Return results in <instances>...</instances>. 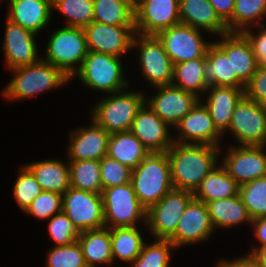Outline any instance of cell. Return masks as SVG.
<instances>
[{"instance_id": "ac0fdd59", "label": "cell", "mask_w": 266, "mask_h": 267, "mask_svg": "<svg viewBox=\"0 0 266 267\" xmlns=\"http://www.w3.org/2000/svg\"><path fill=\"white\" fill-rule=\"evenodd\" d=\"M135 12V33L157 35L180 24L179 0H139Z\"/></svg>"}, {"instance_id": "8992f818", "label": "cell", "mask_w": 266, "mask_h": 267, "mask_svg": "<svg viewBox=\"0 0 266 267\" xmlns=\"http://www.w3.org/2000/svg\"><path fill=\"white\" fill-rule=\"evenodd\" d=\"M49 36L45 56L41 59L62 70L71 79L89 52L84 29L63 25Z\"/></svg>"}, {"instance_id": "277c9868", "label": "cell", "mask_w": 266, "mask_h": 267, "mask_svg": "<svg viewBox=\"0 0 266 267\" xmlns=\"http://www.w3.org/2000/svg\"><path fill=\"white\" fill-rule=\"evenodd\" d=\"M129 90L104 95L91 108V119L110 134L130 131L138 111L145 104V93ZM139 91V92H138Z\"/></svg>"}, {"instance_id": "5b68a950", "label": "cell", "mask_w": 266, "mask_h": 267, "mask_svg": "<svg viewBox=\"0 0 266 267\" xmlns=\"http://www.w3.org/2000/svg\"><path fill=\"white\" fill-rule=\"evenodd\" d=\"M122 57L89 51L80 69L71 78H78L89 90L102 91L107 94L128 89L130 83L125 77ZM127 79V80H126Z\"/></svg>"}, {"instance_id": "db71d44e", "label": "cell", "mask_w": 266, "mask_h": 267, "mask_svg": "<svg viewBox=\"0 0 266 267\" xmlns=\"http://www.w3.org/2000/svg\"><path fill=\"white\" fill-rule=\"evenodd\" d=\"M2 1L5 2V0H0V4L3 3ZM6 1H8L7 4H9V1H10V0H6Z\"/></svg>"}, {"instance_id": "ee69618b", "label": "cell", "mask_w": 266, "mask_h": 267, "mask_svg": "<svg viewBox=\"0 0 266 267\" xmlns=\"http://www.w3.org/2000/svg\"><path fill=\"white\" fill-rule=\"evenodd\" d=\"M48 234L54 246L71 244L78 240L80 232L62 211L48 219Z\"/></svg>"}, {"instance_id": "bcb514c9", "label": "cell", "mask_w": 266, "mask_h": 267, "mask_svg": "<svg viewBox=\"0 0 266 267\" xmlns=\"http://www.w3.org/2000/svg\"><path fill=\"white\" fill-rule=\"evenodd\" d=\"M252 30L258 31L255 33ZM242 33L249 40L259 65H266V24L246 29Z\"/></svg>"}, {"instance_id": "4fadbf2b", "label": "cell", "mask_w": 266, "mask_h": 267, "mask_svg": "<svg viewBox=\"0 0 266 267\" xmlns=\"http://www.w3.org/2000/svg\"><path fill=\"white\" fill-rule=\"evenodd\" d=\"M229 146L220 164L239 186L266 176V146Z\"/></svg>"}, {"instance_id": "74e56055", "label": "cell", "mask_w": 266, "mask_h": 267, "mask_svg": "<svg viewBox=\"0 0 266 267\" xmlns=\"http://www.w3.org/2000/svg\"><path fill=\"white\" fill-rule=\"evenodd\" d=\"M64 15L65 26L84 28L93 21V0H60L52 11Z\"/></svg>"}, {"instance_id": "5bb4252c", "label": "cell", "mask_w": 266, "mask_h": 267, "mask_svg": "<svg viewBox=\"0 0 266 267\" xmlns=\"http://www.w3.org/2000/svg\"><path fill=\"white\" fill-rule=\"evenodd\" d=\"M173 130L178 131L173 134L174 143L222 146L224 136L215 127L209 110L201 100Z\"/></svg>"}, {"instance_id": "4316f807", "label": "cell", "mask_w": 266, "mask_h": 267, "mask_svg": "<svg viewBox=\"0 0 266 267\" xmlns=\"http://www.w3.org/2000/svg\"><path fill=\"white\" fill-rule=\"evenodd\" d=\"M206 85L245 88V84L232 75L231 55L226 53L213 41L208 47L204 65Z\"/></svg>"}, {"instance_id": "7c38bea8", "label": "cell", "mask_w": 266, "mask_h": 267, "mask_svg": "<svg viewBox=\"0 0 266 267\" xmlns=\"http://www.w3.org/2000/svg\"><path fill=\"white\" fill-rule=\"evenodd\" d=\"M202 32L180 23L159 32L156 36L175 65L191 59L206 58L208 47L213 41H205Z\"/></svg>"}, {"instance_id": "f35d334b", "label": "cell", "mask_w": 266, "mask_h": 267, "mask_svg": "<svg viewBox=\"0 0 266 267\" xmlns=\"http://www.w3.org/2000/svg\"><path fill=\"white\" fill-rule=\"evenodd\" d=\"M238 194L252 220L266 217V176L239 186Z\"/></svg>"}, {"instance_id": "9c48e42d", "label": "cell", "mask_w": 266, "mask_h": 267, "mask_svg": "<svg viewBox=\"0 0 266 267\" xmlns=\"http://www.w3.org/2000/svg\"><path fill=\"white\" fill-rule=\"evenodd\" d=\"M193 198V192L173 188L158 203L151 206L146 213V230L153 236L151 238L169 239L175 233L181 216Z\"/></svg>"}, {"instance_id": "603a6c76", "label": "cell", "mask_w": 266, "mask_h": 267, "mask_svg": "<svg viewBox=\"0 0 266 267\" xmlns=\"http://www.w3.org/2000/svg\"><path fill=\"white\" fill-rule=\"evenodd\" d=\"M201 99L210 112L217 130L226 137L236 105L244 97V89L236 87L209 86Z\"/></svg>"}, {"instance_id": "f6af8a7d", "label": "cell", "mask_w": 266, "mask_h": 267, "mask_svg": "<svg viewBox=\"0 0 266 267\" xmlns=\"http://www.w3.org/2000/svg\"><path fill=\"white\" fill-rule=\"evenodd\" d=\"M244 96L266 107V65H259L245 85Z\"/></svg>"}, {"instance_id": "f907efd6", "label": "cell", "mask_w": 266, "mask_h": 267, "mask_svg": "<svg viewBox=\"0 0 266 267\" xmlns=\"http://www.w3.org/2000/svg\"><path fill=\"white\" fill-rule=\"evenodd\" d=\"M251 255L254 257L257 266L266 267V247L257 248Z\"/></svg>"}, {"instance_id": "e0dca14e", "label": "cell", "mask_w": 266, "mask_h": 267, "mask_svg": "<svg viewBox=\"0 0 266 267\" xmlns=\"http://www.w3.org/2000/svg\"><path fill=\"white\" fill-rule=\"evenodd\" d=\"M215 233L206 203L193 198L178 223L175 233L168 239L177 249L204 243Z\"/></svg>"}, {"instance_id": "8d00e7d4", "label": "cell", "mask_w": 266, "mask_h": 267, "mask_svg": "<svg viewBox=\"0 0 266 267\" xmlns=\"http://www.w3.org/2000/svg\"><path fill=\"white\" fill-rule=\"evenodd\" d=\"M177 248L168 239H154L152 243L145 241L141 253L131 263L132 267H169L172 251Z\"/></svg>"}, {"instance_id": "7a4b0ae2", "label": "cell", "mask_w": 266, "mask_h": 267, "mask_svg": "<svg viewBox=\"0 0 266 267\" xmlns=\"http://www.w3.org/2000/svg\"><path fill=\"white\" fill-rule=\"evenodd\" d=\"M10 70L12 79L1 92V96L9 101H23L37 97L46 91L59 89L71 81L62 70L42 59Z\"/></svg>"}, {"instance_id": "52a82bcc", "label": "cell", "mask_w": 266, "mask_h": 267, "mask_svg": "<svg viewBox=\"0 0 266 267\" xmlns=\"http://www.w3.org/2000/svg\"><path fill=\"white\" fill-rule=\"evenodd\" d=\"M105 227L146 226L147 210L140 204L131 182L102 191Z\"/></svg>"}, {"instance_id": "3957f363", "label": "cell", "mask_w": 266, "mask_h": 267, "mask_svg": "<svg viewBox=\"0 0 266 267\" xmlns=\"http://www.w3.org/2000/svg\"><path fill=\"white\" fill-rule=\"evenodd\" d=\"M131 184L140 204L148 210L173 189L167 152L149 153L132 170Z\"/></svg>"}, {"instance_id": "e575fe53", "label": "cell", "mask_w": 266, "mask_h": 267, "mask_svg": "<svg viewBox=\"0 0 266 267\" xmlns=\"http://www.w3.org/2000/svg\"><path fill=\"white\" fill-rule=\"evenodd\" d=\"M68 161L71 187L91 193L102 194L100 160L86 159Z\"/></svg>"}, {"instance_id": "f1b7e54d", "label": "cell", "mask_w": 266, "mask_h": 267, "mask_svg": "<svg viewBox=\"0 0 266 267\" xmlns=\"http://www.w3.org/2000/svg\"><path fill=\"white\" fill-rule=\"evenodd\" d=\"M78 242L81 245L87 267L114 264L110 229L103 227L80 232Z\"/></svg>"}, {"instance_id": "ab89813d", "label": "cell", "mask_w": 266, "mask_h": 267, "mask_svg": "<svg viewBox=\"0 0 266 267\" xmlns=\"http://www.w3.org/2000/svg\"><path fill=\"white\" fill-rule=\"evenodd\" d=\"M14 184L13 196L23 212L31 202L43 191L32 172L23 164Z\"/></svg>"}, {"instance_id": "7bdbcfd3", "label": "cell", "mask_w": 266, "mask_h": 267, "mask_svg": "<svg viewBox=\"0 0 266 267\" xmlns=\"http://www.w3.org/2000/svg\"><path fill=\"white\" fill-rule=\"evenodd\" d=\"M132 169L116 159L105 156L100 160V176L103 189L131 182Z\"/></svg>"}, {"instance_id": "d4e9b609", "label": "cell", "mask_w": 266, "mask_h": 267, "mask_svg": "<svg viewBox=\"0 0 266 267\" xmlns=\"http://www.w3.org/2000/svg\"><path fill=\"white\" fill-rule=\"evenodd\" d=\"M7 19L36 35L48 27L53 17L48 0H10Z\"/></svg>"}, {"instance_id": "ffe728a7", "label": "cell", "mask_w": 266, "mask_h": 267, "mask_svg": "<svg viewBox=\"0 0 266 267\" xmlns=\"http://www.w3.org/2000/svg\"><path fill=\"white\" fill-rule=\"evenodd\" d=\"M172 127L164 122L146 103L136 114L130 132L150 153H164L173 145ZM170 130V131H169Z\"/></svg>"}, {"instance_id": "83f0119b", "label": "cell", "mask_w": 266, "mask_h": 267, "mask_svg": "<svg viewBox=\"0 0 266 267\" xmlns=\"http://www.w3.org/2000/svg\"><path fill=\"white\" fill-rule=\"evenodd\" d=\"M212 225L216 229L235 228L240 224H252L250 217L241 197L238 195L225 199L206 202Z\"/></svg>"}, {"instance_id": "ba28073f", "label": "cell", "mask_w": 266, "mask_h": 267, "mask_svg": "<svg viewBox=\"0 0 266 267\" xmlns=\"http://www.w3.org/2000/svg\"><path fill=\"white\" fill-rule=\"evenodd\" d=\"M132 49L139 52L137 64L140 66L142 77L150 83V87L172 84L174 65L156 35L135 33Z\"/></svg>"}, {"instance_id": "f546056e", "label": "cell", "mask_w": 266, "mask_h": 267, "mask_svg": "<svg viewBox=\"0 0 266 267\" xmlns=\"http://www.w3.org/2000/svg\"><path fill=\"white\" fill-rule=\"evenodd\" d=\"M239 193V185L219 163L201 181L193 193L194 198L206 202L234 197Z\"/></svg>"}, {"instance_id": "7402d4cb", "label": "cell", "mask_w": 266, "mask_h": 267, "mask_svg": "<svg viewBox=\"0 0 266 267\" xmlns=\"http://www.w3.org/2000/svg\"><path fill=\"white\" fill-rule=\"evenodd\" d=\"M220 37L214 42L226 55H231L232 75L246 85L259 66L249 40L242 32H228Z\"/></svg>"}, {"instance_id": "d6a6232c", "label": "cell", "mask_w": 266, "mask_h": 267, "mask_svg": "<svg viewBox=\"0 0 266 267\" xmlns=\"http://www.w3.org/2000/svg\"><path fill=\"white\" fill-rule=\"evenodd\" d=\"M205 60L206 58H197L175 64L172 85L202 99L208 88L204 79Z\"/></svg>"}, {"instance_id": "b9f144b4", "label": "cell", "mask_w": 266, "mask_h": 267, "mask_svg": "<svg viewBox=\"0 0 266 267\" xmlns=\"http://www.w3.org/2000/svg\"><path fill=\"white\" fill-rule=\"evenodd\" d=\"M62 212V194L52 191H42L24 211L25 214L47 221L52 216Z\"/></svg>"}, {"instance_id": "d6986e66", "label": "cell", "mask_w": 266, "mask_h": 267, "mask_svg": "<svg viewBox=\"0 0 266 267\" xmlns=\"http://www.w3.org/2000/svg\"><path fill=\"white\" fill-rule=\"evenodd\" d=\"M37 36L6 18L2 41L6 69L27 66L41 59L38 55V45L35 42Z\"/></svg>"}, {"instance_id": "1f68e13d", "label": "cell", "mask_w": 266, "mask_h": 267, "mask_svg": "<svg viewBox=\"0 0 266 267\" xmlns=\"http://www.w3.org/2000/svg\"><path fill=\"white\" fill-rule=\"evenodd\" d=\"M134 227H114L110 229L111 249L114 264L118 259L129 265L139 256L145 243L142 229Z\"/></svg>"}, {"instance_id": "d590c367", "label": "cell", "mask_w": 266, "mask_h": 267, "mask_svg": "<svg viewBox=\"0 0 266 267\" xmlns=\"http://www.w3.org/2000/svg\"><path fill=\"white\" fill-rule=\"evenodd\" d=\"M93 21L113 26H135L134 9L120 0H93Z\"/></svg>"}, {"instance_id": "30bf717a", "label": "cell", "mask_w": 266, "mask_h": 267, "mask_svg": "<svg viewBox=\"0 0 266 267\" xmlns=\"http://www.w3.org/2000/svg\"><path fill=\"white\" fill-rule=\"evenodd\" d=\"M226 133H231L239 146H266V107L244 96Z\"/></svg>"}, {"instance_id": "2e32d148", "label": "cell", "mask_w": 266, "mask_h": 267, "mask_svg": "<svg viewBox=\"0 0 266 267\" xmlns=\"http://www.w3.org/2000/svg\"><path fill=\"white\" fill-rule=\"evenodd\" d=\"M83 29L89 51L123 57L133 50L135 26H113L92 21Z\"/></svg>"}, {"instance_id": "816d5d0a", "label": "cell", "mask_w": 266, "mask_h": 267, "mask_svg": "<svg viewBox=\"0 0 266 267\" xmlns=\"http://www.w3.org/2000/svg\"><path fill=\"white\" fill-rule=\"evenodd\" d=\"M120 1L128 3L135 10L137 5V2L135 0H120Z\"/></svg>"}, {"instance_id": "681fc988", "label": "cell", "mask_w": 266, "mask_h": 267, "mask_svg": "<svg viewBox=\"0 0 266 267\" xmlns=\"http://www.w3.org/2000/svg\"><path fill=\"white\" fill-rule=\"evenodd\" d=\"M219 17L226 23L233 14L235 0H208Z\"/></svg>"}, {"instance_id": "44dd1931", "label": "cell", "mask_w": 266, "mask_h": 267, "mask_svg": "<svg viewBox=\"0 0 266 267\" xmlns=\"http://www.w3.org/2000/svg\"><path fill=\"white\" fill-rule=\"evenodd\" d=\"M90 120L87 127L81 126L69 132L67 160H101L107 155L111 134Z\"/></svg>"}, {"instance_id": "9a60e30c", "label": "cell", "mask_w": 266, "mask_h": 267, "mask_svg": "<svg viewBox=\"0 0 266 267\" xmlns=\"http://www.w3.org/2000/svg\"><path fill=\"white\" fill-rule=\"evenodd\" d=\"M156 91L145 103L170 127H174L201 100L197 95L184 91L174 85L152 87Z\"/></svg>"}, {"instance_id": "cb8c5ba5", "label": "cell", "mask_w": 266, "mask_h": 267, "mask_svg": "<svg viewBox=\"0 0 266 267\" xmlns=\"http://www.w3.org/2000/svg\"><path fill=\"white\" fill-rule=\"evenodd\" d=\"M180 23L209 34L220 36L228 33L226 23L216 13L208 0H179Z\"/></svg>"}, {"instance_id": "4dcf8cb0", "label": "cell", "mask_w": 266, "mask_h": 267, "mask_svg": "<svg viewBox=\"0 0 266 267\" xmlns=\"http://www.w3.org/2000/svg\"><path fill=\"white\" fill-rule=\"evenodd\" d=\"M150 152L142 142L130 131L111 134L107 156L120 163L136 168Z\"/></svg>"}, {"instance_id": "60d3db41", "label": "cell", "mask_w": 266, "mask_h": 267, "mask_svg": "<svg viewBox=\"0 0 266 267\" xmlns=\"http://www.w3.org/2000/svg\"><path fill=\"white\" fill-rule=\"evenodd\" d=\"M46 257V267H87L78 240L68 245L49 248Z\"/></svg>"}, {"instance_id": "6da1fadb", "label": "cell", "mask_w": 266, "mask_h": 267, "mask_svg": "<svg viewBox=\"0 0 266 267\" xmlns=\"http://www.w3.org/2000/svg\"><path fill=\"white\" fill-rule=\"evenodd\" d=\"M221 147L173 143L167 155L174 189L195 192L201 181L220 162Z\"/></svg>"}, {"instance_id": "836d02e7", "label": "cell", "mask_w": 266, "mask_h": 267, "mask_svg": "<svg viewBox=\"0 0 266 267\" xmlns=\"http://www.w3.org/2000/svg\"><path fill=\"white\" fill-rule=\"evenodd\" d=\"M265 17L266 0H235L232 17L226 22V26L229 32H243L264 25L262 21Z\"/></svg>"}, {"instance_id": "f5cc1de1", "label": "cell", "mask_w": 266, "mask_h": 267, "mask_svg": "<svg viewBox=\"0 0 266 267\" xmlns=\"http://www.w3.org/2000/svg\"><path fill=\"white\" fill-rule=\"evenodd\" d=\"M50 5L53 6L55 3H57L60 0H48Z\"/></svg>"}, {"instance_id": "484cf974", "label": "cell", "mask_w": 266, "mask_h": 267, "mask_svg": "<svg viewBox=\"0 0 266 267\" xmlns=\"http://www.w3.org/2000/svg\"><path fill=\"white\" fill-rule=\"evenodd\" d=\"M35 176L43 191L59 194L71 187L69 161L52 158L25 164Z\"/></svg>"}, {"instance_id": "7dc6e473", "label": "cell", "mask_w": 266, "mask_h": 267, "mask_svg": "<svg viewBox=\"0 0 266 267\" xmlns=\"http://www.w3.org/2000/svg\"><path fill=\"white\" fill-rule=\"evenodd\" d=\"M251 227H253V235L256 237L260 245L251 246V250L248 254H252L257 248L266 247V217L255 219L252 221Z\"/></svg>"}, {"instance_id": "8fae6325", "label": "cell", "mask_w": 266, "mask_h": 267, "mask_svg": "<svg viewBox=\"0 0 266 267\" xmlns=\"http://www.w3.org/2000/svg\"><path fill=\"white\" fill-rule=\"evenodd\" d=\"M62 211L79 232L105 227L102 194L70 187L62 195Z\"/></svg>"}, {"instance_id": "c3c4849f", "label": "cell", "mask_w": 266, "mask_h": 267, "mask_svg": "<svg viewBox=\"0 0 266 267\" xmlns=\"http://www.w3.org/2000/svg\"><path fill=\"white\" fill-rule=\"evenodd\" d=\"M216 267H255V259L251 254L239 256L237 258H231L229 260L218 259Z\"/></svg>"}]
</instances>
